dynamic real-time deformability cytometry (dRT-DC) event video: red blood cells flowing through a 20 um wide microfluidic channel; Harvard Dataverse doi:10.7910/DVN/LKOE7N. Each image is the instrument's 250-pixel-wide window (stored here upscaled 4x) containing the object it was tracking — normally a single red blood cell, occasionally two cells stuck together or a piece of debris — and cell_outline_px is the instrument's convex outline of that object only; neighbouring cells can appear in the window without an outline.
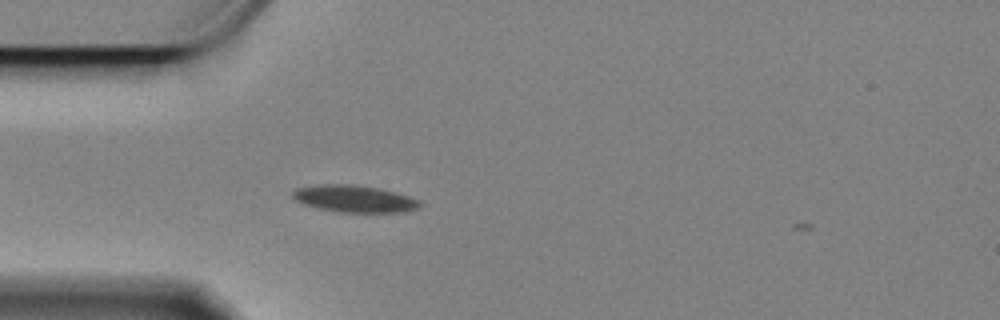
{"species": "Egyptian fruit bat (a non-hibernating species)", "species_latin": "Rousettus aegyptiacus", "temperature_condition": "cold", "stored_images_in_passage": 34, "camera_frame_rate_fps": 3000, "um_per_image_px": 0.085, "animal": {"sex": "female"}, "frame": {"image": 1, "passage_image": 1, "time_ms": 0.0, "image_size_px": [1000, 320], "cell_outline_px": [[424, 204], [420, 208], [404, 212], [340, 212], [320, 208], [304, 204], [296, 200], [292, 196], [292, 192], [296, 188], [324, 184], [348, 184], [376, 188], [396, 192], [420, 200]], "centroid_in_image_um": [30.18, 16.9], "position_along_channel_um": 54.8, "area_um2": 19.88}}
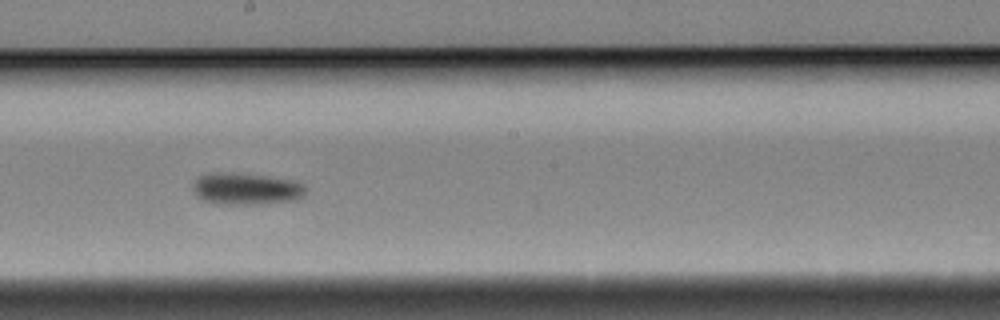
{"frame": {"image": 2, "passage_image": 17, "time_ms": 5.333, "image_size_px": [1000, 320], "cell_outline_px": [[308, 188], [296, 200], [260, 204], [216, 204], [204, 200], [196, 196], [192, 188], [196, 180], [204, 172], [216, 172], [264, 176], [296, 180], [304, 184]], "centroid_in_image_um": [20.91, 16.05], "position_along_channel_um": 227.3, "area_um2": 20.92}}
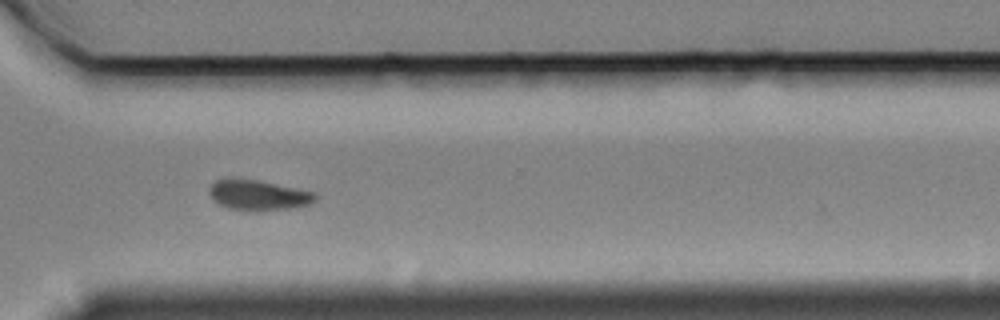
{"frame": {"image": 3, "passage_image": 28, "time_ms": 9.0, "image_size_px": [1000, 320], "cell_outline_px": [[316, 200], [312, 204], [296, 208], [228, 208], [212, 200], [208, 192], [208, 188], [216, 180], [256, 180], [316, 192]], "centroid_in_image_um": [22.0, 16.57], "position_along_channel_um": 348.6, "area_um2": 17.8}, "authors_computed_cell_mechanics": {"area_um2": 19.7098, "velocity_mm_per_s": 3.3138, "shape_relaxation_time_tau1_ms": 2.1714, "shape_relaxation_time_tau2_ms": null, "deformation_change_tau1": 0.0919, "deformation_change_tau2": null}}